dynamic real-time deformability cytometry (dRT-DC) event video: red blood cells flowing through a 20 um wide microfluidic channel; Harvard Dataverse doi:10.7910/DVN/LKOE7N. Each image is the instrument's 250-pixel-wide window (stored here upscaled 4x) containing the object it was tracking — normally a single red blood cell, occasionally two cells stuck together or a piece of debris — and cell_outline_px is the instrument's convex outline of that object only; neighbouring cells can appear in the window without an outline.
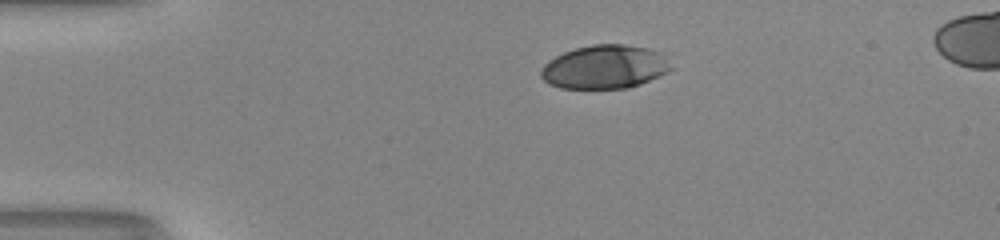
{"species": "human", "species_latin": "Homo sapiens", "temperature_condition": "room temperature", "stored_images_in_passage": 35, "camera_frame_rate_fps": 3000, "um_per_image_px": 0.085, "donor": {"sex": "male"}, "frame": {"image": 1, "passage_image": 1, "time_ms": 0.0, "image_size_px": [1000, 240], "cell_outline_px": [[672, 68], [668, 72], [660, 76], [640, 84], [628, 88], [560, 88], [548, 84], [540, 76], [540, 72], [544, 64], [548, 60], [564, 52], [576, 48], [592, 44], [624, 44], [648, 48], [664, 52]], "centroid_in_image_um": [51.42, 5.68], "position_along_channel_um": 33.6, "area_um2": 33.35}}
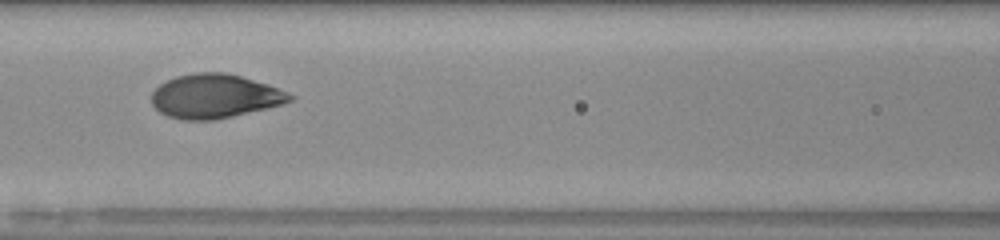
{"frame": {"image": 2, "passage_image": 14, "time_ms": 4.333, "image_size_px": [1000, 240], "cell_outline_px": [[296, 96], [292, 100], [280, 104], [232, 116], [212, 120], [184, 120], [168, 116], [160, 112], [152, 104], [152, 92], [160, 84], [176, 76], [196, 72], [224, 72], [240, 76], [288, 92]], "centroid_in_image_um": [18.21, 8.17], "position_along_channel_um": 148.4, "area_um2": 34.91}}
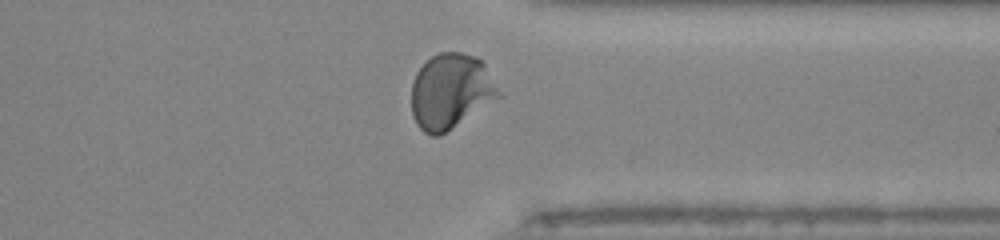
{"frame": {"image": 3, "passage_image": 31, "time_ms": 10.0, "image_size_px": [1000, 240], "cell_outline_px": [[504, 96], [440, 136], [432, 136], [424, 132], [416, 124], [412, 116], [412, 84], [416, 72], [432, 56], [440, 52], [460, 52], [472, 56], [480, 60], [484, 64]], "centroid_in_image_um": [38.33, 7.79], "position_along_channel_um": 373.1, "area_um2": 38.44}, "authors_computed_cell_mechanics": {"area_um2": 35.258, "velocity_mm_per_s": 3.9951, "shape_relaxation_time_tau1_ms": 3.4756, "shape_relaxation_time_tau2_ms": null, "deformation_change_tau1": 0.1828, "deformation_change_tau2": null}}